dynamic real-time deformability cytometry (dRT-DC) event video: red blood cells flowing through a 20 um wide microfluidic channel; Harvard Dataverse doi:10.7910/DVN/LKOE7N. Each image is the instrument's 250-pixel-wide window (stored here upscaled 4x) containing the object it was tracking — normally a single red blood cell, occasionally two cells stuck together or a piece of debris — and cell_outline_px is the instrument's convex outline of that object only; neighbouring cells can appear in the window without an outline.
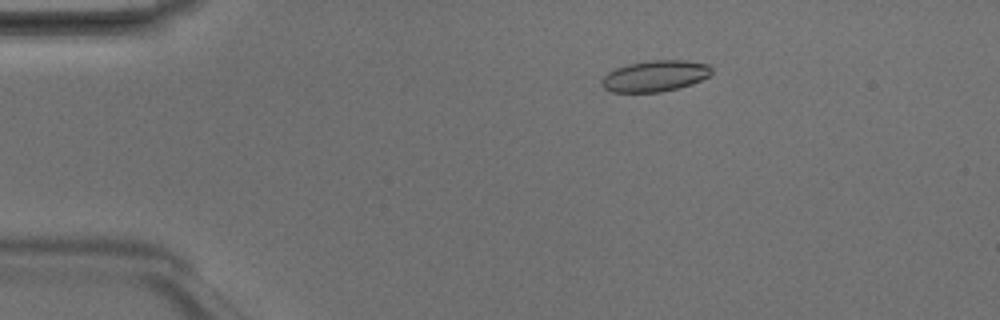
{"species": "Egyptian fruit bat (a non-hibernating species)", "species_latin": "Rousettus aegyptiacus", "temperature_condition": "room temperature", "stored_images_in_passage": 5, "camera_frame_rate_fps": 3000, "um_per_image_px": 0.085, "animal": {"sex": "male"}, "frame": {"image": 1, "passage_image": 2, "time_ms": 0.333, "image_size_px": [1000, 320], "cell_outline_px": [[712, 72], [708, 76], [692, 84], [680, 88], [660, 92], [612, 92], [604, 88], [600, 84], [600, 80], [608, 72], [616, 68], [628, 64], [648, 60], [688, 60], [708, 64], [712, 68]], "centroid_in_image_um": [55.67, 6.46], "position_along_channel_um": 29.3, "area_um2": 20.11}}
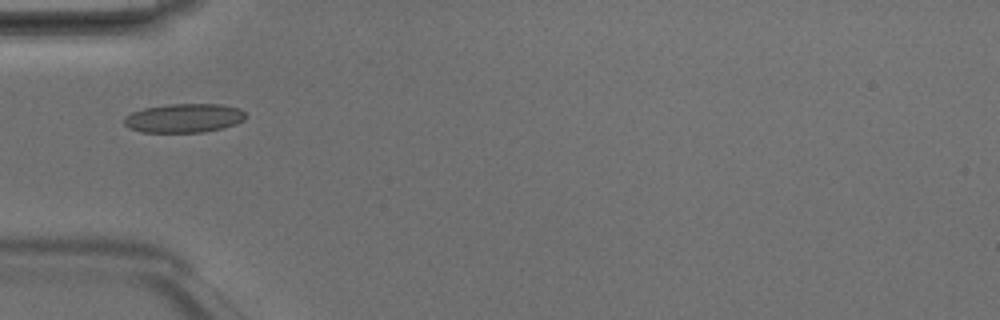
{"frame": {"image": 2, "passage_image": 4, "time_ms": 1.0, "image_size_px": [1000, 320], "cell_outline_px": [[244, 120], [236, 124], [224, 128], [204, 132], [140, 132], [128, 128], [124, 124], [124, 116], [132, 112], [144, 108], [168, 104], [220, 104], [240, 108], [244, 112]], "centroid_in_image_um": [15.62, 10.04], "position_along_channel_um": 69.4, "area_um2": 20.63}}